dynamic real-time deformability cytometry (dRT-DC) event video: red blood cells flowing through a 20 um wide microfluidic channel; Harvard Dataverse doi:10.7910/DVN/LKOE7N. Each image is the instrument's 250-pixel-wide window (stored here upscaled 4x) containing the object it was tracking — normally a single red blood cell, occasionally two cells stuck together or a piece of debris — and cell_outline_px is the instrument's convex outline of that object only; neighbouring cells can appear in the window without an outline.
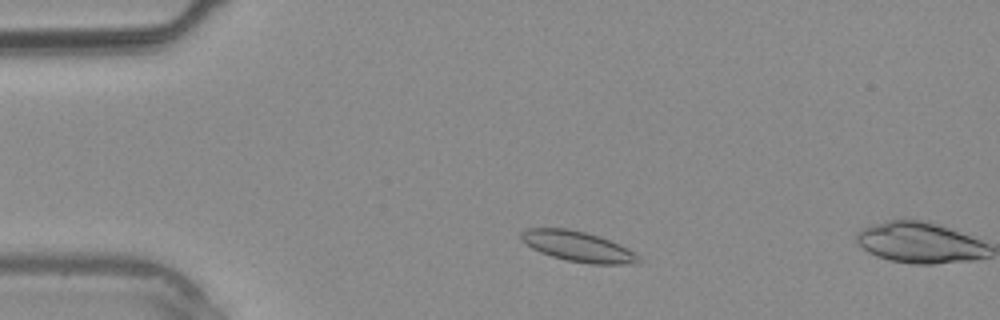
{"species": "common noctule bat (a hibernating species)", "species_latin": "Nyctalus noctula", "temperature_condition": "warm", "stored_images_in_passage": 3, "camera_frame_rate_fps": 3000, "um_per_image_px": 0.085, "animal": {"sex": "male", "body_mass_g": 20.4}, "frame": {"image": 1, "passage_image": 2, "time_ms": 1.333, "image_size_px": [1000, 320], "cell_outline_px": [[640, 264], [592, 264], [568, 260], [552, 256], [540, 252], [524, 244], [520, 240], [520, 232], [528, 228], [568, 228], [600, 236], [628, 248], [640, 256]], "centroid_in_image_um": [49.12, 20.94], "position_along_channel_um": 35.9, "area_um2": 20.87}}